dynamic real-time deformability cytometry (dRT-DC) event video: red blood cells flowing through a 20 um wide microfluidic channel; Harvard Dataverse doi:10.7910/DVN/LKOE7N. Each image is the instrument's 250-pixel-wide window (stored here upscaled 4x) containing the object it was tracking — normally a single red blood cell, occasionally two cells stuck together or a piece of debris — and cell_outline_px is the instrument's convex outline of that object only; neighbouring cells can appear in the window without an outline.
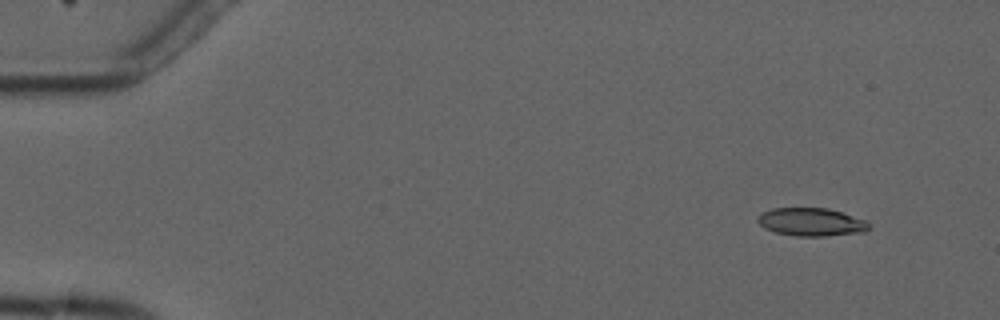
{"species": "common noctule bat (a hibernating species)", "species_latin": "Nyctalus noctula", "temperature_condition": "cold", "stored_images_in_passage": 3, "camera_frame_rate_fps": 3000, "um_per_image_px": 0.085, "animal": {"sex": "male", "forearm_length_mm": 52.5}, "frame": {"image": 1, "passage_image": 2, "time_ms": 1.333, "image_size_px": [1000, 320], "cell_outline_px": [[872, 228], [864, 232], [824, 236], [796, 236], [776, 232], [764, 228], [756, 220], [760, 212], [772, 208], [828, 208], [864, 220]], "centroid_in_image_um": [68.92, 18.87], "position_along_channel_um": 16.1, "area_um2": 18.15}}